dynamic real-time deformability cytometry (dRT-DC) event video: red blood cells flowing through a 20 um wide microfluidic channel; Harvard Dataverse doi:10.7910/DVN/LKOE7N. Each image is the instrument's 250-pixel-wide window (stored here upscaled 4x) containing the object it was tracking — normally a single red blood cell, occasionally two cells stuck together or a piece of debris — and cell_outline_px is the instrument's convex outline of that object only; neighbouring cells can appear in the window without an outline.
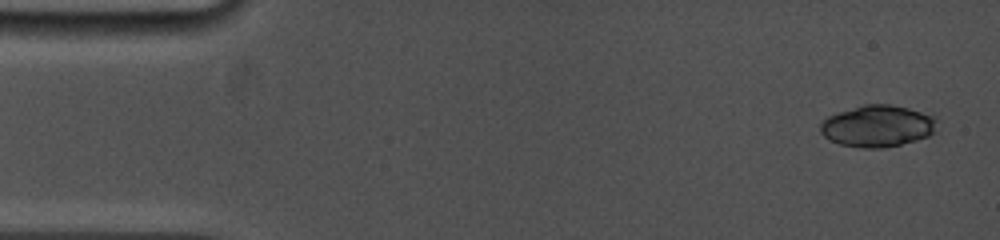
{"species": "common noctule bat (a hibernating species)", "species_latin": "Nyctalus noctula", "temperature_condition": "cold", "stored_images_in_passage": 6, "camera_frame_rate_fps": 5000, "um_per_image_px": 0.085, "animal": {"sex": "female", "body_mass_g": 19.0, "forearm_length_mm": 53.3}, "frame": {"image": 1, "passage_image": 1, "time_ms": 0.0, "image_size_px": [1000, 240], "cell_outline_px": [[936, 132], [928, 136], [916, 140], [900, 144], [880, 148], [864, 148], [840, 144], [828, 140], [820, 132], [820, 124], [828, 116], [864, 104], [888, 104], [908, 108], [936, 116]], "centroid_in_image_um": [74.6, 10.71], "position_along_channel_um": 10.4, "area_um2": 28.26}}
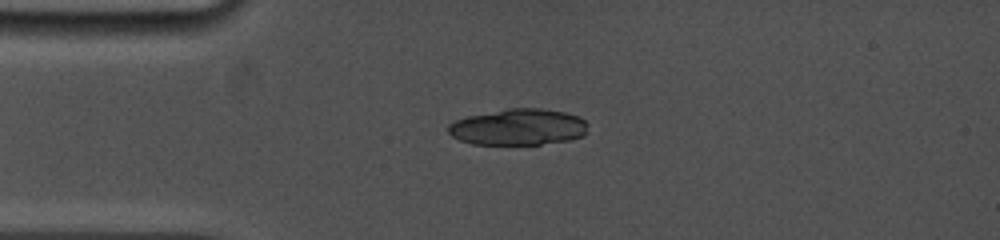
{"frame": {"image": 2, "passage_image": 5, "time_ms": 3.2, "image_size_px": [1000, 240], "cell_outline_px": [[588, 132], [584, 136], [568, 140], [540, 144], [472, 144], [460, 140], [452, 136], [448, 132], [448, 124], [456, 120], [468, 116], [508, 108], [540, 108], [564, 112], [576, 116], [584, 120], [588, 124]], "centroid_in_image_um": [44.07, 10.8], "position_along_channel_um": 40.9, "area_um2": 29.54}}